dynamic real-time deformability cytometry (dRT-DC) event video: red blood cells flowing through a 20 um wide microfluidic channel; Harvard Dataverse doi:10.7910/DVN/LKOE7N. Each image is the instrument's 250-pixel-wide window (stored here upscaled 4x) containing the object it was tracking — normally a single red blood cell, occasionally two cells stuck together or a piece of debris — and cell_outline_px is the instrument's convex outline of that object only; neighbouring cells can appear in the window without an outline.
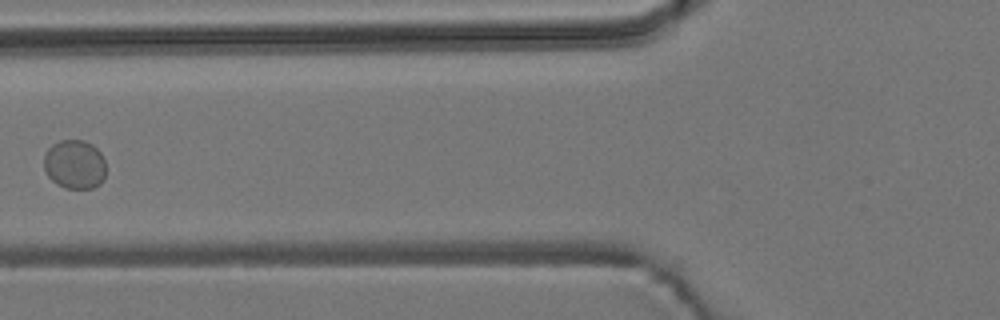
{"species": "common noctule bat (a hibernating species)", "species_latin": "Nyctalus noctula", "temperature_condition": "room temperature", "stored_images_in_passage": 6, "camera_frame_rate_fps": 3000, "um_per_image_px": 0.085, "animal": {"sex": "male", "body_mass_g": 19.2, "forearm_length_mm": 51.8}, "frame": {"image": 1, "passage_image": 5, "time_ms": 5.667, "image_size_px": [1000, 320], "cell_outline_px": [[104, 180], [100, 184], [92, 188], [64, 188], [56, 184], [48, 176], [44, 168], [44, 156], [48, 148], [52, 144], [60, 140], [84, 140], [92, 144], [100, 152], [104, 160]], "centroid_in_image_um": [6.33, 13.97], "position_along_channel_um": 119.5, "area_um2": 17.8}}
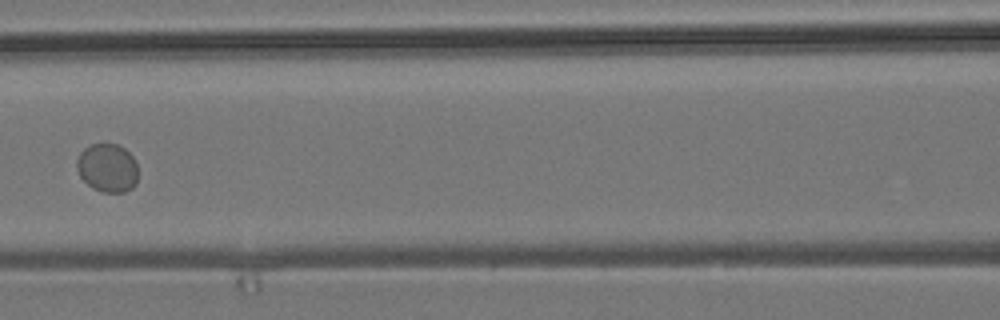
{"frame": {"image": 2, "passage_image": 6, "time_ms": 6.667, "image_size_px": [1000, 320], "cell_outline_px": [[136, 184], [132, 188], [124, 192], [104, 192], [92, 188], [80, 176], [76, 168], [76, 160], [80, 152], [88, 144], [116, 144], [124, 148], [132, 156], [136, 164]], "centroid_in_image_um": [9.1, 14.26], "position_along_channel_um": 157.5, "area_um2": 17.28}}